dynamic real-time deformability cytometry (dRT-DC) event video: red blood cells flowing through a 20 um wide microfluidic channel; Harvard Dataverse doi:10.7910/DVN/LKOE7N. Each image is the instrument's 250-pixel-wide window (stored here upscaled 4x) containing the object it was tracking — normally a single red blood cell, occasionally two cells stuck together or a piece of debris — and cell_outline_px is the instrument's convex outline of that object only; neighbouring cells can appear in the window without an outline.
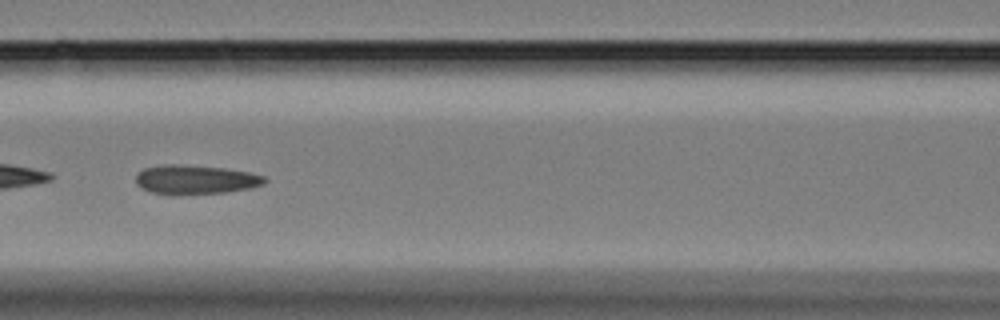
{"species": "Egyptian fruit bat (a non-hibernating species)", "species_latin": "Rousettus aegyptiacus", "temperature_condition": "cold", "stored_images_in_passage": 61, "camera_frame_rate_fps": 3000, "um_per_image_px": 0.085, "animal": {"sex": "female"}, "frame": {"image": 1, "passage_image": 27, "time_ms": 8.667, "image_size_px": [1000, 320], "cell_outline_px": [[268, 180], [264, 184], [252, 188], [228, 192], [152, 192], [136, 184], [136, 176], [144, 168], [164, 164], [176, 164], [224, 168], [248, 172], [264, 176]], "centroid_in_image_um": [16.68, 15.22], "position_along_channel_um": 149.9, "area_um2": 21.04}}
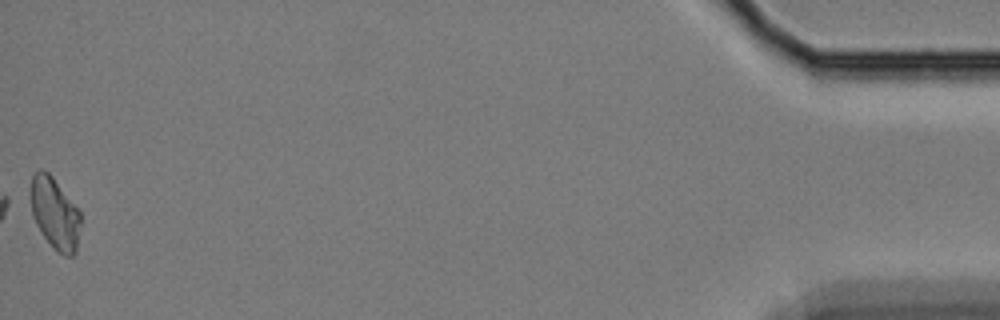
{"frame": {"image": 2, "passage_image": 61, "time_ms": 20.0, "image_size_px": [1000, 320], "cell_outline_px": [[80, 224], [76, 252], [72, 256], [64, 256], [52, 248], [36, 224], [32, 212], [28, 192], [32, 176], [40, 168], [48, 172], [52, 176], [80, 212]], "centroid_in_image_um": [4.63, 18.13], "position_along_channel_um": 430.6, "area_um2": 20.92}, "authors_computed_cell_mechanics": {"area_um2": 21.386, "velocity_mm_per_s": 3.276, "shape_relaxation_time_tau1_ms": null, "shape_relaxation_time_tau2_ms": 4.5118, "deformation_change_tau1": null, "deformation_change_tau2": 0.1079}}